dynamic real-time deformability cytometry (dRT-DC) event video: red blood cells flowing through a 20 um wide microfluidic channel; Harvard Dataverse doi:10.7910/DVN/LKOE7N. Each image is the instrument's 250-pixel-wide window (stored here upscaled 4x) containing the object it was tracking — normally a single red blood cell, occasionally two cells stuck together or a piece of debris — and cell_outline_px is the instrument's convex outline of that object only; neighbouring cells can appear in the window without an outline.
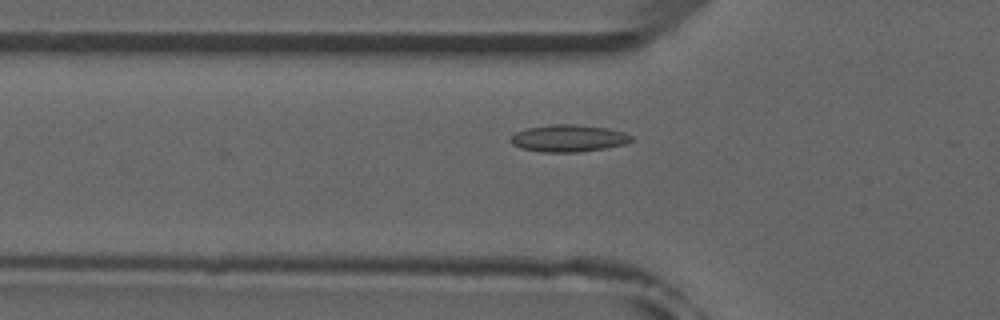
{"species": "common noctule bat (a hibernating species)", "species_latin": "Nyctalus noctula", "temperature_condition": "room temperature", "stored_images_in_passage": 14, "camera_frame_rate_fps": 3000, "um_per_image_px": 0.085, "animal": {"sex": "male", "forearm_length_mm": 52.5}, "frame": {"image": 1, "passage_image": 3, "time_ms": 0.667, "image_size_px": [1000, 320], "cell_outline_px": [[632, 140], [624, 144], [604, 148], [576, 152], [540, 152], [520, 148], [512, 144], [508, 140], [516, 132], [528, 128], [552, 124], [576, 124], [608, 128], [624, 132], [632, 136]], "centroid_in_image_um": [48.29, 11.75], "position_along_channel_um": 77.5, "area_um2": 19.02}}
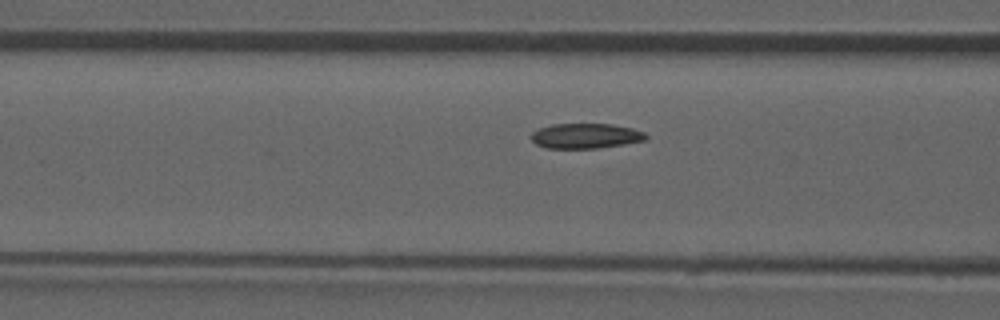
{"frame": {"image": 2, "passage_image": 6, "time_ms": 1.667, "image_size_px": [1000, 320], "cell_outline_px": [[648, 136], [644, 140], [624, 144], [596, 148], [548, 148], [536, 144], [532, 140], [532, 132], [536, 128], [552, 124], [612, 124], [632, 128], [644, 132]], "centroid_in_image_um": [49.75, 11.54], "position_along_channel_um": 116.8, "area_um2": 16.7}}